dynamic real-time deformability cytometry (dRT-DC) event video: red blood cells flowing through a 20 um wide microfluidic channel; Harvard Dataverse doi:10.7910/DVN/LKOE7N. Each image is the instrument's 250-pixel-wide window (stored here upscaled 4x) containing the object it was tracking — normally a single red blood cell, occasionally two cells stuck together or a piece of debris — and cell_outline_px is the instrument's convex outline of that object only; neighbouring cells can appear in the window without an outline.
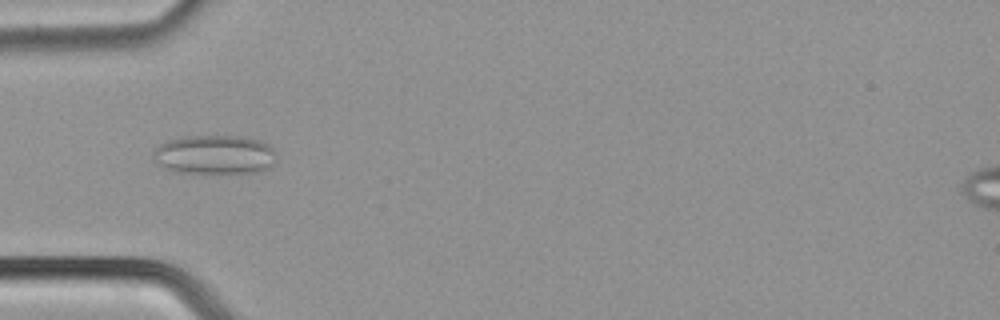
{"species": "common noctule bat (a hibernating species)", "species_latin": "Nyctalus noctula", "temperature_condition": "cold", "stored_images_in_passage": 49, "camera_frame_rate_fps": 3000, "um_per_image_px": 0.085, "animal": {"sex": "male", "body_mass_g": 21.5, "forearm_length_mm": 52.0}, "frame": {"image": 1, "passage_image": 15, "time_ms": 4.667, "image_size_px": [1000, 320], "cell_outline_px": [[272, 164], [268, 168], [260, 172], [176, 172], [164, 168], [152, 156], [152, 152], [160, 144], [168, 140], [184, 136], [240, 136], [260, 140], [268, 144], [272, 148]], "centroid_in_image_um": [18.2, 13.13], "position_along_channel_um": 66.8, "area_um2": 27.69}}
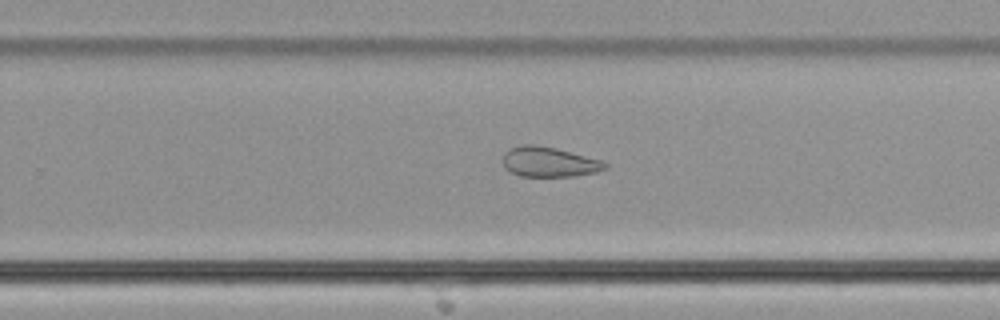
{"frame": {"image": 2, "passage_image": 31, "time_ms": 10.0, "image_size_px": [1000, 320], "cell_outline_px": [[608, 168], [596, 172], [572, 176], [520, 176], [504, 168], [504, 152], [508, 148], [520, 144], [532, 144], [556, 148], [600, 160], [608, 164]], "centroid_in_image_um": [46.65, 13.75], "position_along_channel_um": 283.2, "area_um2": 17.8}}
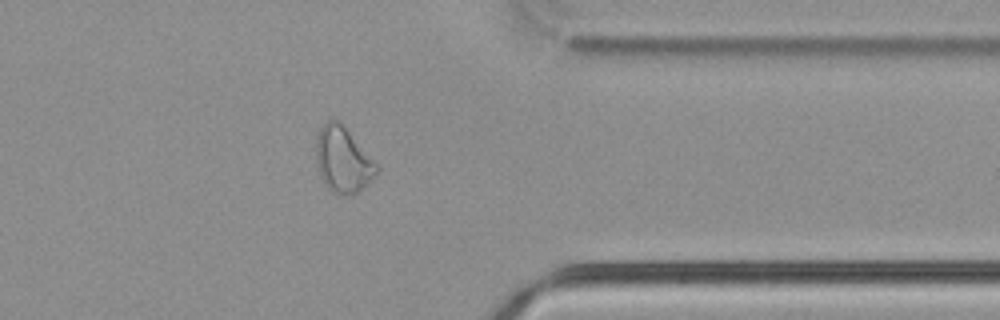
{"frame": {"image": 3, "passage_image": 39, "time_ms": 12.667, "image_size_px": [1000, 320], "cell_outline_px": [[380, 168], [356, 192], [344, 196], [332, 192], [324, 184], [320, 176], [316, 160], [316, 136], [320, 128], [328, 120], [336, 120], [344, 124], [380, 164]], "centroid_in_image_um": [29.15, 13.53], "position_along_channel_um": 382.2, "area_um2": 23.35}}